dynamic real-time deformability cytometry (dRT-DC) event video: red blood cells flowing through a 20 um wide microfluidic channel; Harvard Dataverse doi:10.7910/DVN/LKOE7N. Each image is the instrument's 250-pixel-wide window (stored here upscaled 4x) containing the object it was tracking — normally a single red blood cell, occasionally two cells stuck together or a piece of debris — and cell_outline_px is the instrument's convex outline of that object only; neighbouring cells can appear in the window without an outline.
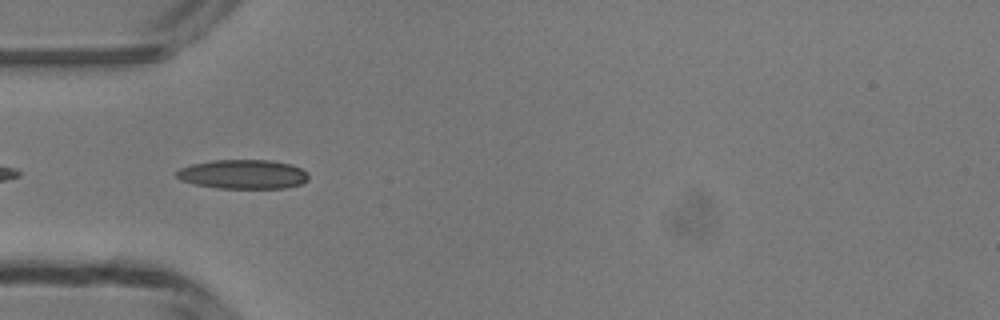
{"species": "common noctule bat (a hibernating species)", "species_latin": "Nyctalus noctula", "temperature_condition": "room temperature", "stored_images_in_passage": 34, "camera_frame_rate_fps": 3000, "um_per_image_px": 0.085, "animal": {"sex": "male", "body_mass_g": 13.3}, "frame": {"image": 1, "passage_image": 2, "time_ms": 0.333, "image_size_px": [1000, 320], "cell_outline_px": [[308, 180], [300, 184], [284, 188], [216, 188], [196, 184], [180, 180], [176, 176], [176, 172], [180, 168], [192, 164], [212, 160], [272, 160], [292, 164], [308, 172]], "centroid_in_image_um": [20.67, 14.81], "position_along_channel_um": 64.3, "area_um2": 22.54}}
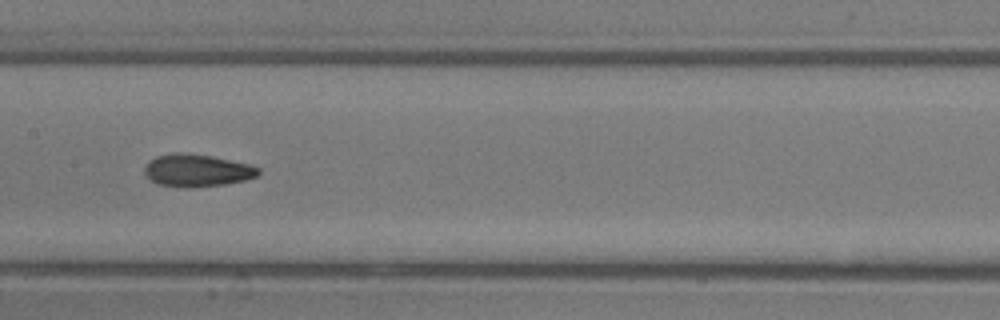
{"frame": {"image": 2, "passage_image": 11, "time_ms": 3.333, "image_size_px": [1000, 320], "cell_outline_px": [[260, 172], [256, 176], [244, 180], [224, 184], [188, 188], [184, 188], [156, 184], [144, 172], [144, 168], [148, 160], [156, 156], [176, 152], [180, 152], [212, 156], [248, 164], [260, 168]], "centroid_in_image_um": [16.71, 14.48], "position_along_channel_um": 190.7, "area_um2": 21.5}}
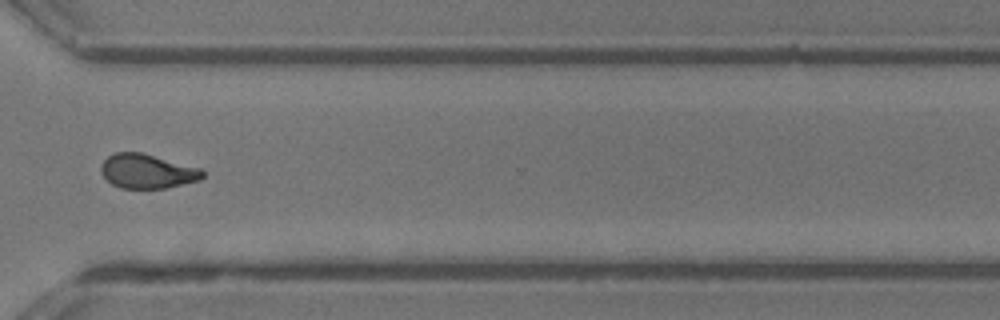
{"frame": {"image": 3, "passage_image": 23, "time_ms": 7.333, "image_size_px": [1000, 320], "cell_outline_px": [[204, 176], [200, 180], [164, 188], [120, 188], [112, 184], [100, 172], [100, 168], [104, 160], [108, 156], [116, 152], [140, 152], [200, 168], [204, 172]], "centroid_in_image_um": [12.5, 14.55], "position_along_channel_um": 358.1, "area_um2": 20.11}, "authors_computed_cell_mechanics": {"area_um2": 20.4034, "velocity_mm_per_s": 4.2089, "shape_relaxation_time_tau1_ms": 5.2658, "shape_relaxation_time_tau2_ms": 2.8963, "deformation_change_tau1": 0.17, "deformation_change_tau2": 0.0937}}